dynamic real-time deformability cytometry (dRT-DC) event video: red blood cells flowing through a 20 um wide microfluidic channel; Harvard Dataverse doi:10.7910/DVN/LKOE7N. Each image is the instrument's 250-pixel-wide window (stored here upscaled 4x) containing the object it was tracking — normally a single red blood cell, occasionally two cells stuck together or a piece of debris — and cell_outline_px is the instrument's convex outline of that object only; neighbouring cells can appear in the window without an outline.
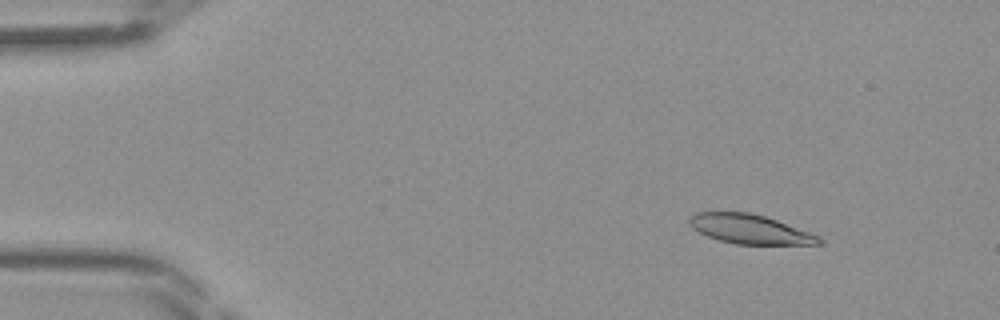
{"species": "Egyptian fruit bat (a non-hibernating species)", "species_latin": "Rousettus aegyptiacus", "temperature_condition": "room temperature", "stored_images_in_passage": 46, "camera_frame_rate_fps": 3000, "um_per_image_px": 0.085, "frame": {"image": 1, "passage_image": 6, "time_ms": 1.667, "image_size_px": [1000, 320], "cell_outline_px": [[824, 244], [736, 244], [720, 240], [708, 236], [692, 228], [688, 224], [688, 220], [696, 212], [748, 212], [764, 216], [776, 220], [820, 236], [824, 240]], "centroid_in_image_um": [63.75, 19.48], "position_along_channel_um": 21.3, "area_um2": 21.96}}
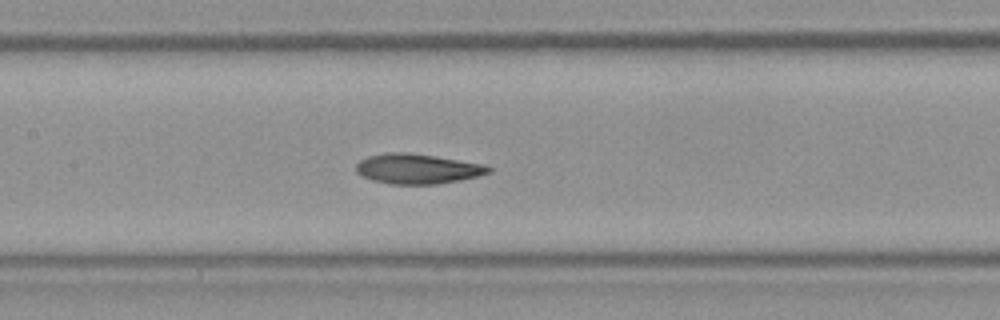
{"frame": {"image": 2, "passage_image": 22, "time_ms": 7.0, "image_size_px": [1000, 320], "cell_outline_px": [[492, 172], [460, 180], [436, 184], [388, 184], [372, 180], [360, 176], [356, 172], [356, 164], [360, 160], [368, 156], [388, 152], [408, 152], [484, 164], [492, 168]], "centroid_in_image_um": [35.45, 14.35], "position_along_channel_um": 172.0, "area_um2": 23.18}}
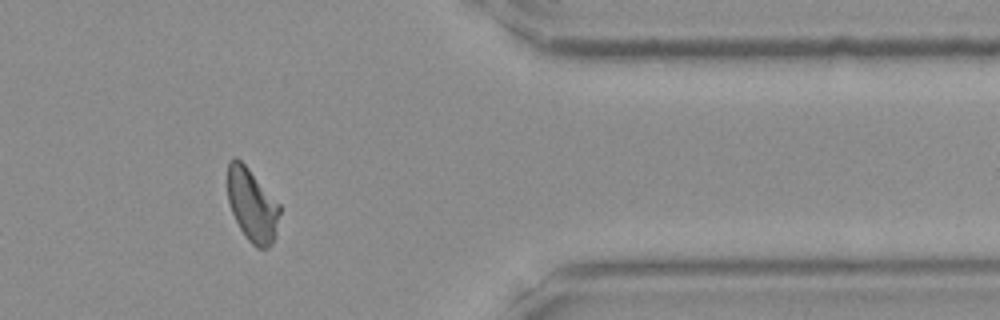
{"frame": {"image": 3, "passage_image": 38, "time_ms": 12.333, "image_size_px": [1000, 320], "cell_outline_px": [[280, 212], [276, 236], [272, 244], [268, 248], [256, 248], [248, 240], [240, 228], [232, 212], [228, 200], [228, 164], [236, 156], [248, 168], [280, 204]], "centroid_in_image_um": [21.45, 17.47], "position_along_channel_um": 389.9, "area_um2": 22.02}}